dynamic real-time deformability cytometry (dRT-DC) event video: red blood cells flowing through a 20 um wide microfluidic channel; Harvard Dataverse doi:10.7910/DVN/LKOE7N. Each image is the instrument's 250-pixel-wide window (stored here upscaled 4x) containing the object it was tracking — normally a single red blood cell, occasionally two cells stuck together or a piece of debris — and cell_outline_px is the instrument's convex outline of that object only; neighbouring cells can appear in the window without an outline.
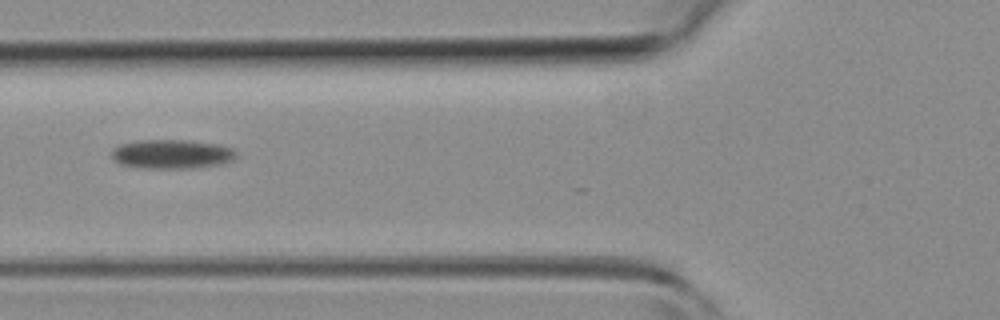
{"species": "common noctule bat (a hibernating species)", "species_latin": "Nyctalus noctula", "temperature_condition": "room temperature", "stored_images_in_passage": 2, "camera_frame_rate_fps": 3000, "um_per_image_px": 0.085, "animal": {"sex": "female", "body_mass_g": 19.3, "forearm_length_mm": 54.1}, "frame": {"image": 1, "passage_image": 2, "time_ms": 1.0, "image_size_px": [1000, 320], "cell_outline_px": [[236, 156], [232, 160], [224, 164], [192, 168], [140, 168], [120, 164], [112, 156], [112, 148], [120, 144], [140, 140], [184, 140], [220, 144], [232, 148], [236, 152]], "centroid_in_image_um": [14.62, 13.1], "position_along_channel_um": 111.2, "area_um2": 21.27}}